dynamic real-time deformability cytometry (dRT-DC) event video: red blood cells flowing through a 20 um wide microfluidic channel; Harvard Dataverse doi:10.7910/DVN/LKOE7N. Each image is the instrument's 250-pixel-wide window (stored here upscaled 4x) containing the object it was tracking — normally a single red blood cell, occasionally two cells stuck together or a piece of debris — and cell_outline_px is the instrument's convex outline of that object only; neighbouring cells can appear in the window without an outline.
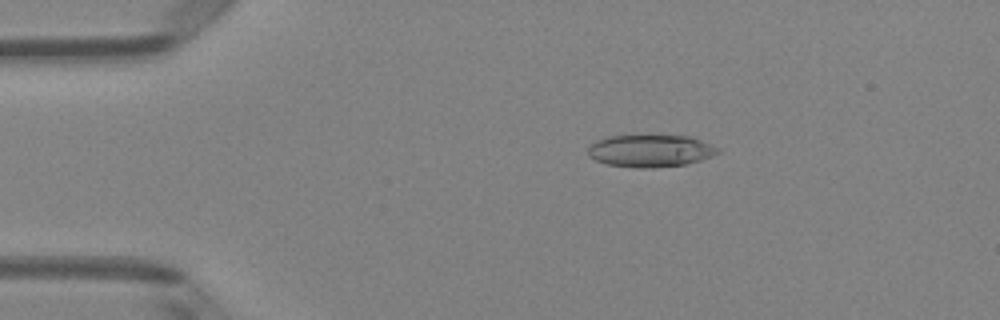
{"species": "Egyptian fruit bat (a non-hibernating species)", "species_latin": "Rousettus aegyptiacus", "temperature_condition": "room temperature", "stored_images_in_passage": 49, "camera_frame_rate_fps": 3000, "um_per_image_px": 0.085, "animal": {"sex": "female"}, "frame": {"image": 1, "passage_image": 9, "time_ms": 2.667, "image_size_px": [1000, 320], "cell_outline_px": [[720, 152], [712, 156], [700, 160], [684, 164], [652, 168], [636, 168], [604, 164], [588, 156], [588, 148], [596, 140], [608, 136], [688, 136], [700, 140], [720, 148]], "centroid_in_image_um": [55.26, 12.83], "position_along_channel_um": 29.7, "area_um2": 24.33}}
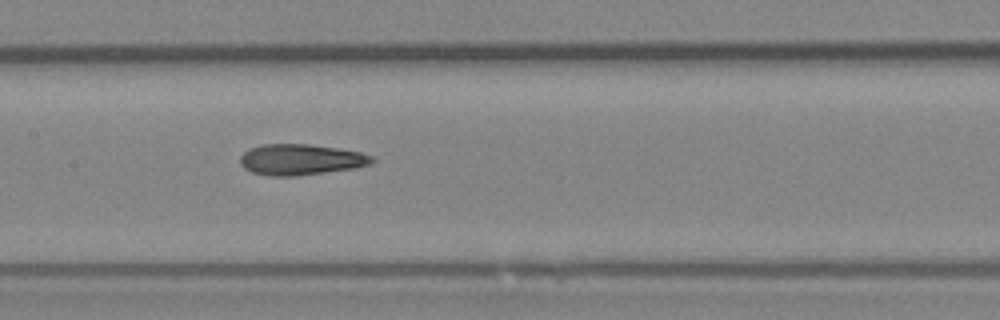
{"frame": {"image": 2, "passage_image": 24, "time_ms": 7.667, "image_size_px": [1000, 320], "cell_outline_px": [[376, 160], [372, 164], [356, 168], [296, 176], [268, 176], [252, 172], [244, 168], [240, 164], [240, 156], [248, 148], [260, 144], [308, 144], [336, 148], [360, 152], [372, 156]], "centroid_in_image_um": [25.55, 13.56], "position_along_channel_um": 181.8, "area_um2": 23.93}}
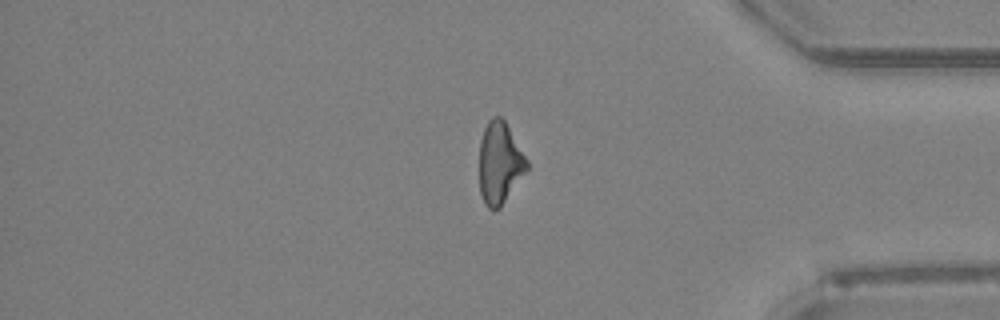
{"frame": {"image": 3, "passage_image": 41, "time_ms": 13.333, "image_size_px": [1000, 320], "cell_outline_px": [[528, 168], [500, 208], [492, 212], [484, 204], [480, 192], [480, 140], [484, 128], [488, 120], [492, 116], [500, 116], [504, 120], [528, 160]], "centroid_in_image_um": [42.46, 13.87], "position_along_channel_um": 392.7, "area_um2": 22.66}, "authors_computed_cell_mechanics": {"area_um2": 23.8714, "velocity_mm_per_s": 4.1256, "shape_relaxation_time_tau1_ms": 6.7772, "shape_relaxation_time_tau2_ms": 2.558, "deformation_change_tau1": 0.1963, "deformation_change_tau2": 0.1069}}